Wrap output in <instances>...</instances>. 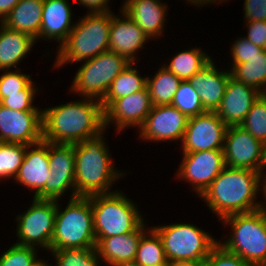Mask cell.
Listing matches in <instances>:
<instances>
[{
	"mask_svg": "<svg viewBox=\"0 0 266 266\" xmlns=\"http://www.w3.org/2000/svg\"><path fill=\"white\" fill-rule=\"evenodd\" d=\"M82 99V100H81ZM42 110V139L45 142L75 144L107 130L100 100L80 97Z\"/></svg>",
	"mask_w": 266,
	"mask_h": 266,
	"instance_id": "cell-1",
	"label": "cell"
},
{
	"mask_svg": "<svg viewBox=\"0 0 266 266\" xmlns=\"http://www.w3.org/2000/svg\"><path fill=\"white\" fill-rule=\"evenodd\" d=\"M263 174L258 171L225 166L200 197L218 221L240 213L263 208ZM257 200V201H256Z\"/></svg>",
	"mask_w": 266,
	"mask_h": 266,
	"instance_id": "cell-2",
	"label": "cell"
},
{
	"mask_svg": "<svg viewBox=\"0 0 266 266\" xmlns=\"http://www.w3.org/2000/svg\"><path fill=\"white\" fill-rule=\"evenodd\" d=\"M106 130L100 135L74 144L75 193L88 197L94 194L112 193L113 184L126 176L116 168L105 141Z\"/></svg>",
	"mask_w": 266,
	"mask_h": 266,
	"instance_id": "cell-3",
	"label": "cell"
},
{
	"mask_svg": "<svg viewBox=\"0 0 266 266\" xmlns=\"http://www.w3.org/2000/svg\"><path fill=\"white\" fill-rule=\"evenodd\" d=\"M112 12L86 13L75 22L67 40L56 50L53 68L90 60L109 50Z\"/></svg>",
	"mask_w": 266,
	"mask_h": 266,
	"instance_id": "cell-4",
	"label": "cell"
},
{
	"mask_svg": "<svg viewBox=\"0 0 266 266\" xmlns=\"http://www.w3.org/2000/svg\"><path fill=\"white\" fill-rule=\"evenodd\" d=\"M221 224L230 230L229 237L218 240L226 250L237 254L252 266H266V209L233 214Z\"/></svg>",
	"mask_w": 266,
	"mask_h": 266,
	"instance_id": "cell-5",
	"label": "cell"
},
{
	"mask_svg": "<svg viewBox=\"0 0 266 266\" xmlns=\"http://www.w3.org/2000/svg\"><path fill=\"white\" fill-rule=\"evenodd\" d=\"M90 196L96 238H108L136 231L143 223L142 212L118 189Z\"/></svg>",
	"mask_w": 266,
	"mask_h": 266,
	"instance_id": "cell-6",
	"label": "cell"
},
{
	"mask_svg": "<svg viewBox=\"0 0 266 266\" xmlns=\"http://www.w3.org/2000/svg\"><path fill=\"white\" fill-rule=\"evenodd\" d=\"M57 200L51 250L95 248L93 212L90 196L69 199L65 209Z\"/></svg>",
	"mask_w": 266,
	"mask_h": 266,
	"instance_id": "cell-7",
	"label": "cell"
},
{
	"mask_svg": "<svg viewBox=\"0 0 266 266\" xmlns=\"http://www.w3.org/2000/svg\"><path fill=\"white\" fill-rule=\"evenodd\" d=\"M161 238L168 262L202 264L217 238L190 223H170L152 227Z\"/></svg>",
	"mask_w": 266,
	"mask_h": 266,
	"instance_id": "cell-8",
	"label": "cell"
},
{
	"mask_svg": "<svg viewBox=\"0 0 266 266\" xmlns=\"http://www.w3.org/2000/svg\"><path fill=\"white\" fill-rule=\"evenodd\" d=\"M130 63L124 56L110 50L83 61L74 75L69 91L81 98H94L102 101L112 81Z\"/></svg>",
	"mask_w": 266,
	"mask_h": 266,
	"instance_id": "cell-9",
	"label": "cell"
},
{
	"mask_svg": "<svg viewBox=\"0 0 266 266\" xmlns=\"http://www.w3.org/2000/svg\"><path fill=\"white\" fill-rule=\"evenodd\" d=\"M30 207L16 216L15 244L51 250L57 200L33 198Z\"/></svg>",
	"mask_w": 266,
	"mask_h": 266,
	"instance_id": "cell-10",
	"label": "cell"
},
{
	"mask_svg": "<svg viewBox=\"0 0 266 266\" xmlns=\"http://www.w3.org/2000/svg\"><path fill=\"white\" fill-rule=\"evenodd\" d=\"M182 154L180 166L175 173L176 179L189 182L192 191L201 197L224 169V151L206 150Z\"/></svg>",
	"mask_w": 266,
	"mask_h": 266,
	"instance_id": "cell-11",
	"label": "cell"
},
{
	"mask_svg": "<svg viewBox=\"0 0 266 266\" xmlns=\"http://www.w3.org/2000/svg\"><path fill=\"white\" fill-rule=\"evenodd\" d=\"M50 175L45 182V199L58 200L70 190V199L75 193L74 144L48 142Z\"/></svg>",
	"mask_w": 266,
	"mask_h": 266,
	"instance_id": "cell-12",
	"label": "cell"
},
{
	"mask_svg": "<svg viewBox=\"0 0 266 266\" xmlns=\"http://www.w3.org/2000/svg\"><path fill=\"white\" fill-rule=\"evenodd\" d=\"M227 127L216 112L207 111L188 118L180 151L223 150Z\"/></svg>",
	"mask_w": 266,
	"mask_h": 266,
	"instance_id": "cell-13",
	"label": "cell"
},
{
	"mask_svg": "<svg viewBox=\"0 0 266 266\" xmlns=\"http://www.w3.org/2000/svg\"><path fill=\"white\" fill-rule=\"evenodd\" d=\"M188 117L176 107L153 106L143 125L137 130L141 141L182 142Z\"/></svg>",
	"mask_w": 266,
	"mask_h": 266,
	"instance_id": "cell-14",
	"label": "cell"
},
{
	"mask_svg": "<svg viewBox=\"0 0 266 266\" xmlns=\"http://www.w3.org/2000/svg\"><path fill=\"white\" fill-rule=\"evenodd\" d=\"M223 151L225 166L262 173L263 143L242 126L227 127Z\"/></svg>",
	"mask_w": 266,
	"mask_h": 266,
	"instance_id": "cell-15",
	"label": "cell"
},
{
	"mask_svg": "<svg viewBox=\"0 0 266 266\" xmlns=\"http://www.w3.org/2000/svg\"><path fill=\"white\" fill-rule=\"evenodd\" d=\"M153 107L147 87L131 95L115 99L104 110V126L109 129L115 126L117 134L129 127L137 128L143 125Z\"/></svg>",
	"mask_w": 266,
	"mask_h": 266,
	"instance_id": "cell-16",
	"label": "cell"
},
{
	"mask_svg": "<svg viewBox=\"0 0 266 266\" xmlns=\"http://www.w3.org/2000/svg\"><path fill=\"white\" fill-rule=\"evenodd\" d=\"M42 140V111H15L0 104V142L33 145Z\"/></svg>",
	"mask_w": 266,
	"mask_h": 266,
	"instance_id": "cell-17",
	"label": "cell"
},
{
	"mask_svg": "<svg viewBox=\"0 0 266 266\" xmlns=\"http://www.w3.org/2000/svg\"><path fill=\"white\" fill-rule=\"evenodd\" d=\"M121 15L112 12L111 27L109 33V50L124 56L130 62L138 63V52L144 49L148 37L135 21L124 10ZM137 55V56H136Z\"/></svg>",
	"mask_w": 266,
	"mask_h": 266,
	"instance_id": "cell-18",
	"label": "cell"
},
{
	"mask_svg": "<svg viewBox=\"0 0 266 266\" xmlns=\"http://www.w3.org/2000/svg\"><path fill=\"white\" fill-rule=\"evenodd\" d=\"M50 175L48 142L28 145L15 183L33 191V198L45 199V182Z\"/></svg>",
	"mask_w": 266,
	"mask_h": 266,
	"instance_id": "cell-19",
	"label": "cell"
},
{
	"mask_svg": "<svg viewBox=\"0 0 266 266\" xmlns=\"http://www.w3.org/2000/svg\"><path fill=\"white\" fill-rule=\"evenodd\" d=\"M261 94L256 88L230 76L221 105L216 113L228 127L239 126Z\"/></svg>",
	"mask_w": 266,
	"mask_h": 266,
	"instance_id": "cell-20",
	"label": "cell"
},
{
	"mask_svg": "<svg viewBox=\"0 0 266 266\" xmlns=\"http://www.w3.org/2000/svg\"><path fill=\"white\" fill-rule=\"evenodd\" d=\"M213 60L188 80L199 93L204 109L210 112L220 107L231 76L230 70L218 69Z\"/></svg>",
	"mask_w": 266,
	"mask_h": 266,
	"instance_id": "cell-21",
	"label": "cell"
},
{
	"mask_svg": "<svg viewBox=\"0 0 266 266\" xmlns=\"http://www.w3.org/2000/svg\"><path fill=\"white\" fill-rule=\"evenodd\" d=\"M68 0H44L40 39L58 43L57 49L67 40L74 28L73 12Z\"/></svg>",
	"mask_w": 266,
	"mask_h": 266,
	"instance_id": "cell-22",
	"label": "cell"
},
{
	"mask_svg": "<svg viewBox=\"0 0 266 266\" xmlns=\"http://www.w3.org/2000/svg\"><path fill=\"white\" fill-rule=\"evenodd\" d=\"M123 10L143 30L149 40L162 37L165 33L167 3L161 0H134Z\"/></svg>",
	"mask_w": 266,
	"mask_h": 266,
	"instance_id": "cell-23",
	"label": "cell"
},
{
	"mask_svg": "<svg viewBox=\"0 0 266 266\" xmlns=\"http://www.w3.org/2000/svg\"><path fill=\"white\" fill-rule=\"evenodd\" d=\"M144 222L136 231L108 238H96L95 250L105 264L134 261L139 241L150 228Z\"/></svg>",
	"mask_w": 266,
	"mask_h": 266,
	"instance_id": "cell-24",
	"label": "cell"
},
{
	"mask_svg": "<svg viewBox=\"0 0 266 266\" xmlns=\"http://www.w3.org/2000/svg\"><path fill=\"white\" fill-rule=\"evenodd\" d=\"M36 40L0 23V70L19 69V64L33 50Z\"/></svg>",
	"mask_w": 266,
	"mask_h": 266,
	"instance_id": "cell-25",
	"label": "cell"
},
{
	"mask_svg": "<svg viewBox=\"0 0 266 266\" xmlns=\"http://www.w3.org/2000/svg\"><path fill=\"white\" fill-rule=\"evenodd\" d=\"M44 0H20L3 20L9 29L28 34L37 42L40 37Z\"/></svg>",
	"mask_w": 266,
	"mask_h": 266,
	"instance_id": "cell-26",
	"label": "cell"
},
{
	"mask_svg": "<svg viewBox=\"0 0 266 266\" xmlns=\"http://www.w3.org/2000/svg\"><path fill=\"white\" fill-rule=\"evenodd\" d=\"M135 62H131L113 81L101 101L105 110L115 99H119L135 92L144 90L147 87V76L140 75ZM142 76V77H141Z\"/></svg>",
	"mask_w": 266,
	"mask_h": 266,
	"instance_id": "cell-27",
	"label": "cell"
},
{
	"mask_svg": "<svg viewBox=\"0 0 266 266\" xmlns=\"http://www.w3.org/2000/svg\"><path fill=\"white\" fill-rule=\"evenodd\" d=\"M212 58L201 47H190L175 54L172 59L170 58L169 64L164 63L163 65L182 81H188L196 72L207 65Z\"/></svg>",
	"mask_w": 266,
	"mask_h": 266,
	"instance_id": "cell-28",
	"label": "cell"
},
{
	"mask_svg": "<svg viewBox=\"0 0 266 266\" xmlns=\"http://www.w3.org/2000/svg\"><path fill=\"white\" fill-rule=\"evenodd\" d=\"M182 80L162 65L153 77L147 75V89L153 106L169 105Z\"/></svg>",
	"mask_w": 266,
	"mask_h": 266,
	"instance_id": "cell-29",
	"label": "cell"
},
{
	"mask_svg": "<svg viewBox=\"0 0 266 266\" xmlns=\"http://www.w3.org/2000/svg\"><path fill=\"white\" fill-rule=\"evenodd\" d=\"M231 77L266 94V49L241 64H230Z\"/></svg>",
	"mask_w": 266,
	"mask_h": 266,
	"instance_id": "cell-30",
	"label": "cell"
},
{
	"mask_svg": "<svg viewBox=\"0 0 266 266\" xmlns=\"http://www.w3.org/2000/svg\"><path fill=\"white\" fill-rule=\"evenodd\" d=\"M135 261L140 266H167L169 263L161 238L152 227L142 235Z\"/></svg>",
	"mask_w": 266,
	"mask_h": 266,
	"instance_id": "cell-31",
	"label": "cell"
},
{
	"mask_svg": "<svg viewBox=\"0 0 266 266\" xmlns=\"http://www.w3.org/2000/svg\"><path fill=\"white\" fill-rule=\"evenodd\" d=\"M28 145L0 142V181L16 177Z\"/></svg>",
	"mask_w": 266,
	"mask_h": 266,
	"instance_id": "cell-32",
	"label": "cell"
},
{
	"mask_svg": "<svg viewBox=\"0 0 266 266\" xmlns=\"http://www.w3.org/2000/svg\"><path fill=\"white\" fill-rule=\"evenodd\" d=\"M55 258L54 266H101L95 248H71L50 250Z\"/></svg>",
	"mask_w": 266,
	"mask_h": 266,
	"instance_id": "cell-33",
	"label": "cell"
},
{
	"mask_svg": "<svg viewBox=\"0 0 266 266\" xmlns=\"http://www.w3.org/2000/svg\"><path fill=\"white\" fill-rule=\"evenodd\" d=\"M188 118L207 112L200 100L199 93L192 87L189 81H182L171 103Z\"/></svg>",
	"mask_w": 266,
	"mask_h": 266,
	"instance_id": "cell-34",
	"label": "cell"
},
{
	"mask_svg": "<svg viewBox=\"0 0 266 266\" xmlns=\"http://www.w3.org/2000/svg\"><path fill=\"white\" fill-rule=\"evenodd\" d=\"M240 126L262 143L266 142V94H261L253 103Z\"/></svg>",
	"mask_w": 266,
	"mask_h": 266,
	"instance_id": "cell-35",
	"label": "cell"
},
{
	"mask_svg": "<svg viewBox=\"0 0 266 266\" xmlns=\"http://www.w3.org/2000/svg\"><path fill=\"white\" fill-rule=\"evenodd\" d=\"M35 247L13 244L0 256V266H32L39 258Z\"/></svg>",
	"mask_w": 266,
	"mask_h": 266,
	"instance_id": "cell-36",
	"label": "cell"
},
{
	"mask_svg": "<svg viewBox=\"0 0 266 266\" xmlns=\"http://www.w3.org/2000/svg\"><path fill=\"white\" fill-rule=\"evenodd\" d=\"M38 89L41 90L32 80L22 90V94H6V98L0 104L15 111H42L43 109L36 107L33 103Z\"/></svg>",
	"mask_w": 266,
	"mask_h": 266,
	"instance_id": "cell-37",
	"label": "cell"
},
{
	"mask_svg": "<svg viewBox=\"0 0 266 266\" xmlns=\"http://www.w3.org/2000/svg\"><path fill=\"white\" fill-rule=\"evenodd\" d=\"M0 70V102L6 98V94H22V90L32 81L31 75H27L21 69Z\"/></svg>",
	"mask_w": 266,
	"mask_h": 266,
	"instance_id": "cell-38",
	"label": "cell"
},
{
	"mask_svg": "<svg viewBox=\"0 0 266 266\" xmlns=\"http://www.w3.org/2000/svg\"><path fill=\"white\" fill-rule=\"evenodd\" d=\"M201 266H252L244 261L237 254L226 250L220 243H217L209 255L202 262Z\"/></svg>",
	"mask_w": 266,
	"mask_h": 266,
	"instance_id": "cell-39",
	"label": "cell"
},
{
	"mask_svg": "<svg viewBox=\"0 0 266 266\" xmlns=\"http://www.w3.org/2000/svg\"><path fill=\"white\" fill-rule=\"evenodd\" d=\"M230 46L231 62L230 64H241L247 62L249 58L260 55L263 48L251 43L245 37H238Z\"/></svg>",
	"mask_w": 266,
	"mask_h": 266,
	"instance_id": "cell-40",
	"label": "cell"
},
{
	"mask_svg": "<svg viewBox=\"0 0 266 266\" xmlns=\"http://www.w3.org/2000/svg\"><path fill=\"white\" fill-rule=\"evenodd\" d=\"M244 24V27H247V35L243 37L256 46L266 49V21H249Z\"/></svg>",
	"mask_w": 266,
	"mask_h": 266,
	"instance_id": "cell-41",
	"label": "cell"
},
{
	"mask_svg": "<svg viewBox=\"0 0 266 266\" xmlns=\"http://www.w3.org/2000/svg\"><path fill=\"white\" fill-rule=\"evenodd\" d=\"M244 22L266 21V0H244Z\"/></svg>",
	"mask_w": 266,
	"mask_h": 266,
	"instance_id": "cell-42",
	"label": "cell"
},
{
	"mask_svg": "<svg viewBox=\"0 0 266 266\" xmlns=\"http://www.w3.org/2000/svg\"><path fill=\"white\" fill-rule=\"evenodd\" d=\"M78 5L87 8V13L113 12L110 9V0H74Z\"/></svg>",
	"mask_w": 266,
	"mask_h": 266,
	"instance_id": "cell-43",
	"label": "cell"
},
{
	"mask_svg": "<svg viewBox=\"0 0 266 266\" xmlns=\"http://www.w3.org/2000/svg\"><path fill=\"white\" fill-rule=\"evenodd\" d=\"M19 1L20 0H0V23L3 22Z\"/></svg>",
	"mask_w": 266,
	"mask_h": 266,
	"instance_id": "cell-44",
	"label": "cell"
},
{
	"mask_svg": "<svg viewBox=\"0 0 266 266\" xmlns=\"http://www.w3.org/2000/svg\"><path fill=\"white\" fill-rule=\"evenodd\" d=\"M186 1V3L187 4H191V6L192 5H194L195 7L197 6L198 8L199 7H204V6H206V5H211V4H218V3H226V2H228L229 0H185ZM218 1V2H217ZM215 2V3H214Z\"/></svg>",
	"mask_w": 266,
	"mask_h": 266,
	"instance_id": "cell-45",
	"label": "cell"
},
{
	"mask_svg": "<svg viewBox=\"0 0 266 266\" xmlns=\"http://www.w3.org/2000/svg\"><path fill=\"white\" fill-rule=\"evenodd\" d=\"M106 265L107 266H140L135 260L134 261L109 263Z\"/></svg>",
	"mask_w": 266,
	"mask_h": 266,
	"instance_id": "cell-46",
	"label": "cell"
},
{
	"mask_svg": "<svg viewBox=\"0 0 266 266\" xmlns=\"http://www.w3.org/2000/svg\"><path fill=\"white\" fill-rule=\"evenodd\" d=\"M167 266H201V264H195L190 262H170Z\"/></svg>",
	"mask_w": 266,
	"mask_h": 266,
	"instance_id": "cell-47",
	"label": "cell"
},
{
	"mask_svg": "<svg viewBox=\"0 0 266 266\" xmlns=\"http://www.w3.org/2000/svg\"><path fill=\"white\" fill-rule=\"evenodd\" d=\"M266 173V142L263 143L262 174Z\"/></svg>",
	"mask_w": 266,
	"mask_h": 266,
	"instance_id": "cell-48",
	"label": "cell"
},
{
	"mask_svg": "<svg viewBox=\"0 0 266 266\" xmlns=\"http://www.w3.org/2000/svg\"><path fill=\"white\" fill-rule=\"evenodd\" d=\"M263 207L266 209V173L263 175Z\"/></svg>",
	"mask_w": 266,
	"mask_h": 266,
	"instance_id": "cell-49",
	"label": "cell"
},
{
	"mask_svg": "<svg viewBox=\"0 0 266 266\" xmlns=\"http://www.w3.org/2000/svg\"><path fill=\"white\" fill-rule=\"evenodd\" d=\"M39 259L32 266H53L51 263H48L46 260Z\"/></svg>",
	"mask_w": 266,
	"mask_h": 266,
	"instance_id": "cell-50",
	"label": "cell"
},
{
	"mask_svg": "<svg viewBox=\"0 0 266 266\" xmlns=\"http://www.w3.org/2000/svg\"><path fill=\"white\" fill-rule=\"evenodd\" d=\"M132 1H134V0H124V1H122L123 3H121L122 5V7L119 9V10H123L127 5H129Z\"/></svg>",
	"mask_w": 266,
	"mask_h": 266,
	"instance_id": "cell-51",
	"label": "cell"
}]
</instances>
